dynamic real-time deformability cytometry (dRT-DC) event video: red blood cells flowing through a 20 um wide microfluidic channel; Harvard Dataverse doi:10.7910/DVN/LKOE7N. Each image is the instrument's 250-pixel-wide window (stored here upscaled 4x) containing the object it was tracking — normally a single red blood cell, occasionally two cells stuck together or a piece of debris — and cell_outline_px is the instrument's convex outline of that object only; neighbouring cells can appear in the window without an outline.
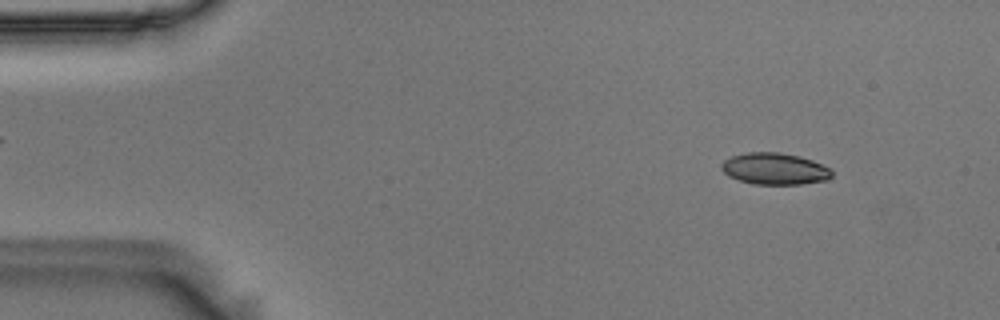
{"species": "Egyptian fruit bat (a non-hibernating species)", "species_latin": "Rousettus aegyptiacus", "temperature_condition": "room temperature", "stored_images_in_passage": 55, "camera_frame_rate_fps": 3000, "um_per_image_px": 0.085, "animal": {"sex": "male"}, "frame": {"image": 1, "passage_image": 6, "time_ms": 1.667, "image_size_px": [1000, 320], "cell_outline_px": [[832, 176], [828, 180], [800, 184], [752, 184], [728, 176], [720, 168], [720, 164], [724, 160], [732, 156], [748, 152], [780, 152], [800, 156], [812, 160], [832, 168]], "centroid_in_image_um": [65.86, 14.34], "position_along_channel_um": 19.1, "area_um2": 20.52}}
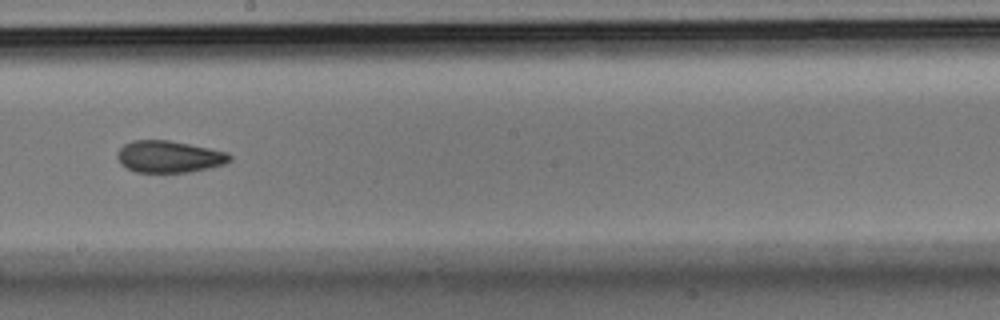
{"frame": {"image": 2, "passage_image": 31, "time_ms": 10.0, "image_size_px": [1000, 320], "cell_outline_px": [[232, 160], [224, 164], [208, 168], [188, 172], [136, 172], [124, 168], [120, 164], [116, 156], [116, 152], [124, 144], [132, 140], [168, 140], [228, 152], [232, 156]], "centroid_in_image_um": [14.33, 13.32], "position_along_channel_um": 233.9, "area_um2": 20.98}}
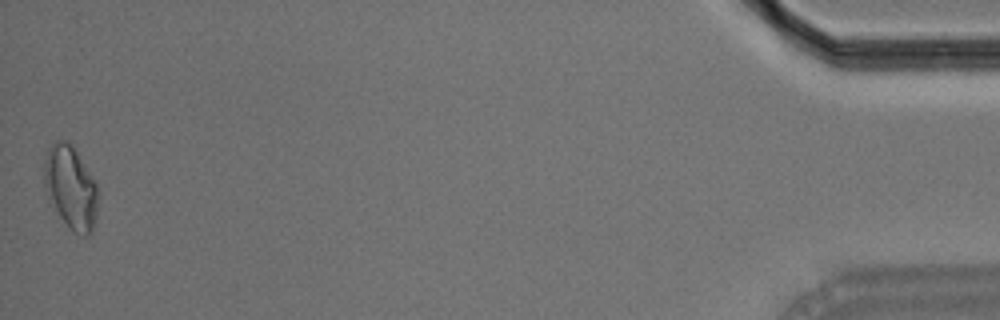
{"frame": {"image": 3, "passage_image": 55, "time_ms": 18.0, "image_size_px": [1000, 320], "cell_outline_px": [[96, 216], [92, 232], [88, 236], [80, 236], [72, 232], [48, 200], [44, 188], [44, 160], [48, 148], [56, 140], [68, 140], [72, 144], [96, 184]], "centroid_in_image_um": [5.97, 15.94], "position_along_channel_um": 429.2, "area_um2": 26.01}, "authors_computed_cell_mechanics": {"area_um2": 21.2704, "velocity_mm_per_s": 3.6113, "shape_relaxation_time_tau1_ms": 7.1845, "shape_relaxation_time_tau2_ms": 3.3749, "deformation_change_tau1": 0.1544, "deformation_change_tau2": 0.0776}}